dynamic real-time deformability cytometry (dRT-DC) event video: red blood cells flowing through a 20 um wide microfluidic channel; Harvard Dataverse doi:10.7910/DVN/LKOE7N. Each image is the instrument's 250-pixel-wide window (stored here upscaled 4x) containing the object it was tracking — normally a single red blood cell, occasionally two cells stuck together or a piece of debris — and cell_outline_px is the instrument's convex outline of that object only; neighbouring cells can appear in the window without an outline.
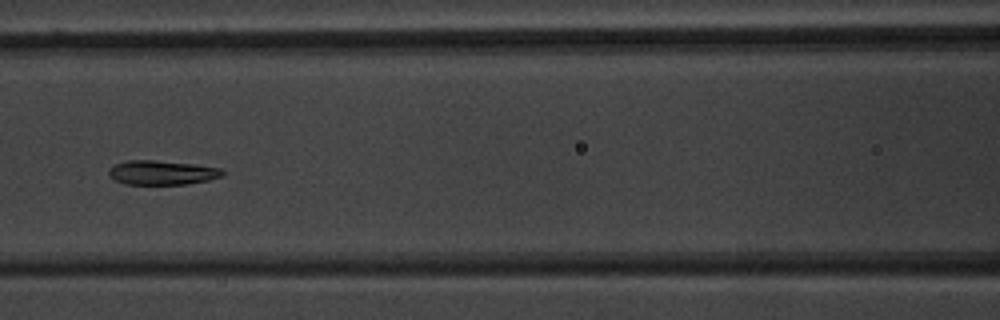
{"species": "common noctule bat (a hibernating species)", "species_latin": "Nyctalus noctula", "temperature_condition": "warm", "stored_images_in_passage": 52, "segment_of_instrument_passage": [1, 2], "camera_frame_rate_fps": 3000, "um_per_image_px": 0.085, "animal": {"sex": "male", "body_mass_g": 20.1, "forearm_length_mm": 53.5}, "frame": {"image": 1, "passage_image": 23, "time_ms": 7.333, "image_size_px": [1000, 320], "cell_outline_px": [[224, 176], [208, 180], [184, 184], [124, 184], [116, 180], [108, 172], [108, 168], [116, 164], [128, 160], [152, 160], [192, 164], [220, 168], [224, 172]], "centroid_in_image_um": [13.77, 14.67], "position_along_channel_um": 152.8, "area_um2": 15.9}}
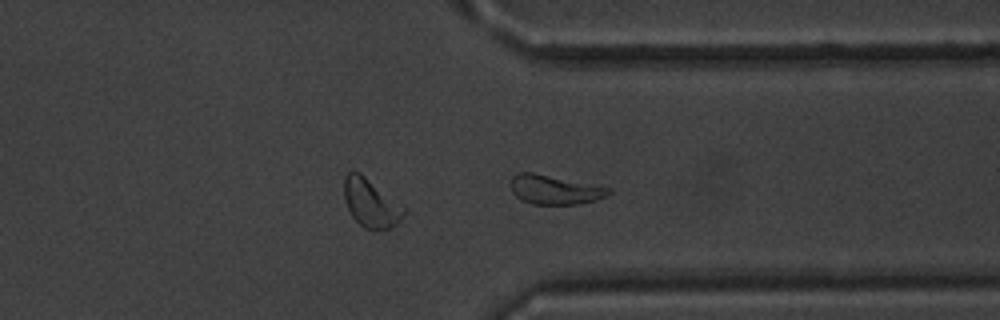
{"frame": {"image": 2, "passage_image": 39, "time_ms": 12.667, "image_size_px": [1000, 320], "cell_outline_px": [[612, 192], [608, 196], [596, 200], [576, 204], [532, 204], [520, 200], [512, 192], [512, 176], [520, 172], [532, 172], [612, 188]], "centroid_in_image_um": [47.17, 16.13], "position_along_channel_um": 364.2, "area_um2": 16.65}}
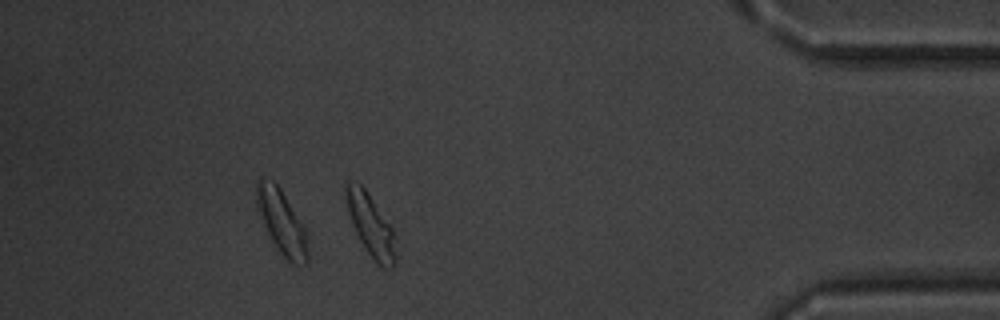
{"frame": {"image": 3, "passage_image": 45, "time_ms": 14.667, "image_size_px": [1000, 320], "cell_outline_px": [[396, 264], [392, 268], [384, 268], [376, 264], [360, 240], [352, 224], [348, 212], [344, 192], [344, 184], [352, 180], [360, 184], [364, 188], [392, 228], [396, 256]], "centroid_in_image_um": [31.49, 19.15], "position_along_channel_um": 403.7, "area_um2": 17.74}}